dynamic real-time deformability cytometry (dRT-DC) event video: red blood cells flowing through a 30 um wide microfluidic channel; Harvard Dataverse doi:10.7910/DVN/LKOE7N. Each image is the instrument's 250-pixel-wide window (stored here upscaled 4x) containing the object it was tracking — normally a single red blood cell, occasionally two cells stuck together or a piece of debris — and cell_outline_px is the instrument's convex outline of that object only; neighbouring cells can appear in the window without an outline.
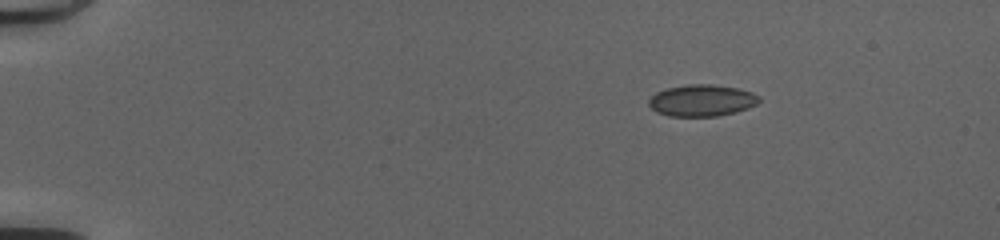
{"species": "common noctule bat (a hibernating species)", "species_latin": "Nyctalus noctula", "temperature_condition": "cold", "stored_images_in_passage": 43, "camera_frame_rate_fps": 3000, "um_per_image_px": 0.085, "animal": {"sex": "female", "body_mass_g": 20.0, "forearm_length_mm": 54.0}, "frame": {"image": 1, "passage_image": 1, "time_ms": 0.0, "image_size_px": [1000, 240], "cell_outline_px": [[760, 100], [756, 104], [748, 108], [736, 112], [716, 116], [668, 116], [656, 112], [648, 104], [648, 100], [656, 92], [668, 88], [688, 84], [712, 84], [736, 88], [752, 92], [760, 96]], "centroid_in_image_um": [59.65, 8.54], "position_along_channel_um": 25.3, "area_um2": 20.35}}
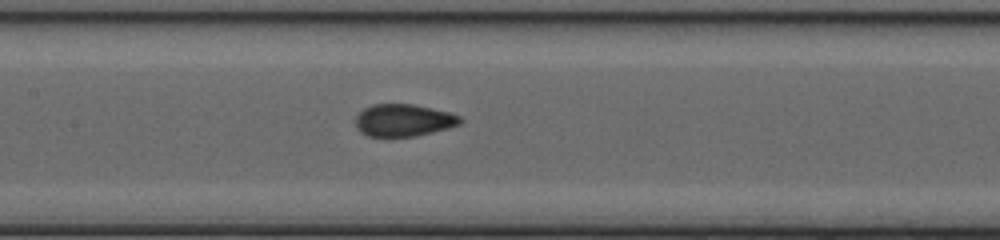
{"frame": {"image": 2, "passage_image": 19, "time_ms": 6.0, "image_size_px": [1000, 240], "cell_outline_px": [[464, 120], [460, 124], [448, 128], [416, 136], [368, 136], [360, 132], [356, 128], [356, 116], [364, 108], [372, 104], [416, 104], [448, 112], [460, 116]], "centroid_in_image_um": [34.3, 10.21], "position_along_channel_um": 173.1, "area_um2": 19.71}}
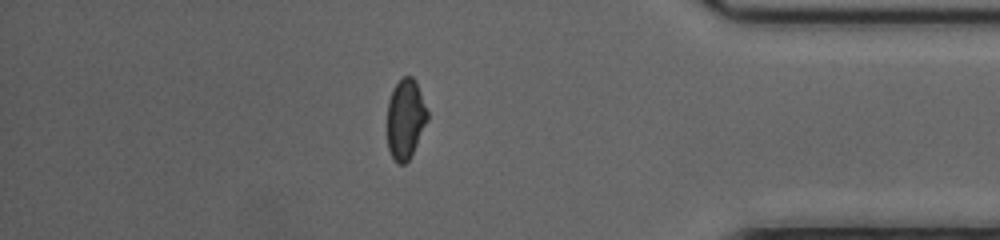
{"frame": {"image": 3, "passage_image": 37, "time_ms": 12.0, "image_size_px": [1000, 240], "cell_outline_px": [[428, 120], [408, 160], [404, 164], [400, 164], [392, 156], [388, 148], [388, 100], [392, 88], [404, 76], [412, 76], [416, 80], [428, 112]], "centroid_in_image_um": [34.47, 10.06], "position_along_channel_um": 400.7, "area_um2": 18.5}, "authors_computed_cell_mechanics": {"area_um2": 19.8254, "velocity_mm_per_s": 4.207, "shape_relaxation_time_tau1_ms": 8.7445, "shape_relaxation_time_tau2_ms": null, "deformation_change_tau1": 0.1992, "deformation_change_tau2": null}}